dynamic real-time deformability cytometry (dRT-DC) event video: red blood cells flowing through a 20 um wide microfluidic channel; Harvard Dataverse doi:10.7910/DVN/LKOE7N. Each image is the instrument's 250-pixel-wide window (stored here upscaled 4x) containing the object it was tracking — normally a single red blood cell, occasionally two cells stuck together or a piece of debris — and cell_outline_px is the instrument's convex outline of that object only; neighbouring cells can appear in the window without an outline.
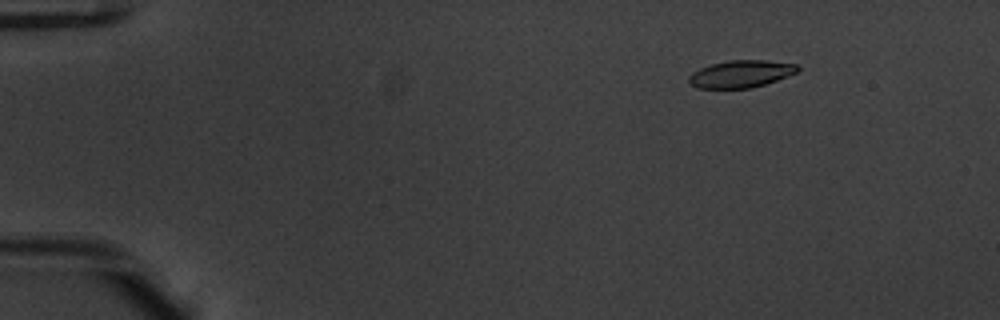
{"species": "common noctule bat (a hibernating species)", "species_latin": "Nyctalus noctula", "temperature_condition": "warm", "stored_images_in_passage": 51, "camera_frame_rate_fps": 3000, "um_per_image_px": 0.085, "animal": {"sex": "male", "body_mass_g": 20.1, "forearm_length_mm": 53.5}, "frame": {"image": 1, "passage_image": 4, "time_ms": 1.0, "image_size_px": [1000, 320], "cell_outline_px": [[800, 68], [796, 72], [788, 76], [752, 88], [696, 88], [688, 80], [688, 76], [692, 72], [700, 68], [712, 64], [728, 60], [768, 60], [796, 64]], "centroid_in_image_um": [62.97, 6.28], "position_along_channel_um": 22.0, "area_um2": 17.22}}
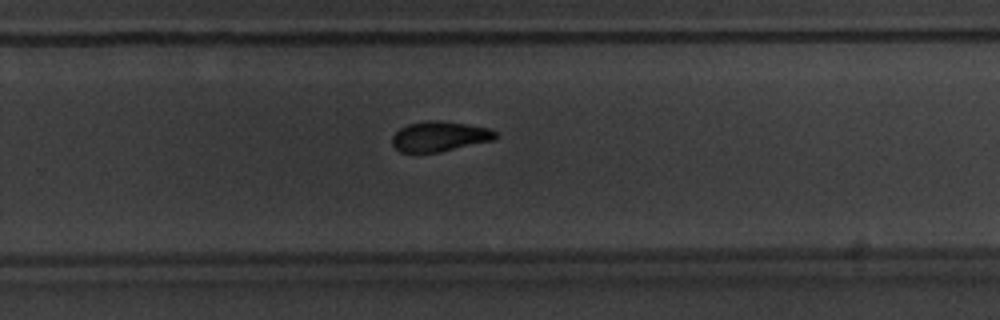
{"frame": {"image": 2, "passage_image": 33, "time_ms": 10.667, "image_size_px": [1000, 320], "cell_outline_px": [[496, 136], [492, 140], [440, 152], [400, 152], [392, 144], [392, 136], [400, 128], [408, 124], [428, 120], [440, 120], [468, 124], [488, 128], [496, 132]], "centroid_in_image_um": [37.33, 11.58], "position_along_channel_um": 292.5, "area_um2": 17.98}}
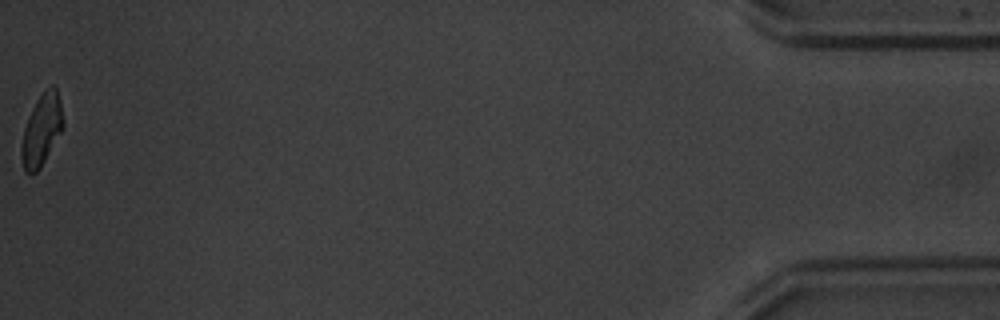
{"frame": {"image": 3, "passage_image": 51, "time_ms": 16.667, "image_size_px": [1000, 320], "cell_outline_px": [[64, 128], [40, 168], [36, 172], [24, 172], [20, 152], [20, 148], [24, 128], [28, 116], [36, 100], [44, 88], [52, 84], [56, 88], [60, 100], [64, 124]], "centroid_in_image_um": [3.54, 11.01], "position_along_channel_um": 431.7, "area_um2": 17.57}, "authors_computed_cell_mechanics": {"area_um2": 18.6116, "velocity_mm_per_s": 3.8149, "shape_relaxation_time_tau1_ms": 3.9628, "shape_relaxation_time_tau2_ms": 3.1418, "deformation_change_tau1": 0.1451, "deformation_change_tau2": 0.0995}}